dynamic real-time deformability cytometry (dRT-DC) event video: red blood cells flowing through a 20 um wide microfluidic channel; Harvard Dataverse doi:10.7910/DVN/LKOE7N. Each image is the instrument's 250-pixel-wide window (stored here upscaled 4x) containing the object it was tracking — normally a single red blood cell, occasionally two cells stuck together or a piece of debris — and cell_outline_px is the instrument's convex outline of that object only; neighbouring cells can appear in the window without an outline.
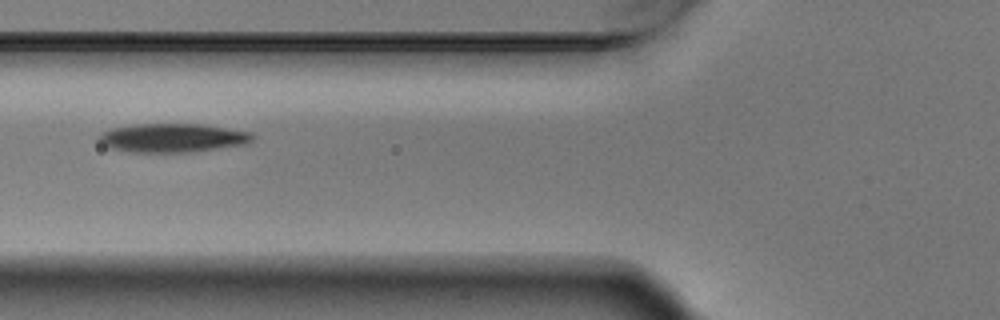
{"species": "Egyptian fruit bat (a non-hibernating species)", "species_latin": "Rousettus aegyptiacus", "temperature_condition": "warm", "stored_images_in_passage": 4, "camera_frame_rate_fps": 3000, "um_per_image_px": 0.085, "animal": {"sex": "male"}, "frame": {"image": 1, "passage_image": 4, "time_ms": 1.0, "image_size_px": [1000, 320], "cell_outline_px": [[256, 136], [252, 140], [244, 144], [188, 152], [132, 152], [112, 148], [104, 144], [100, 140], [100, 132], [112, 128], [132, 124], [204, 124], [252, 132]], "centroid_in_image_um": [14.69, 11.7], "position_along_channel_um": 111.1, "area_um2": 25.55}}